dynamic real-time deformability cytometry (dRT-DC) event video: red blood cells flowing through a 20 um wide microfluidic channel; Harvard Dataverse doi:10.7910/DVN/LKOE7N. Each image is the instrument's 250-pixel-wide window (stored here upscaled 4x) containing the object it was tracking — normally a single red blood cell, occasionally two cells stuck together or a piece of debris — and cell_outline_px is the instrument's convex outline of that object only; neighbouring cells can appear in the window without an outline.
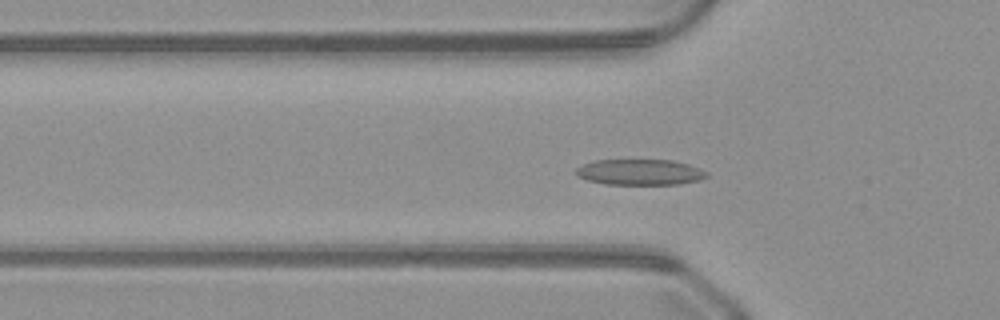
{"species": "common noctule bat (a hibernating species)", "species_latin": "Nyctalus noctula", "temperature_condition": "warm", "stored_images_in_passage": 51, "camera_frame_rate_fps": 3000, "um_per_image_px": 0.085, "animal": {"sex": "male", "body_mass_g": 23.1, "forearm_length_mm": 52.7}, "frame": {"image": 1, "passage_image": 17, "time_ms": 5.333, "image_size_px": [1000, 320], "cell_outline_px": [[708, 176], [700, 180], [680, 184], [604, 184], [588, 180], [576, 176], [576, 168], [584, 164], [596, 160], [672, 160], [688, 164], [700, 168], [708, 172]], "centroid_in_image_um": [54.42, 14.63], "position_along_channel_um": 71.4, "area_um2": 19.65}}
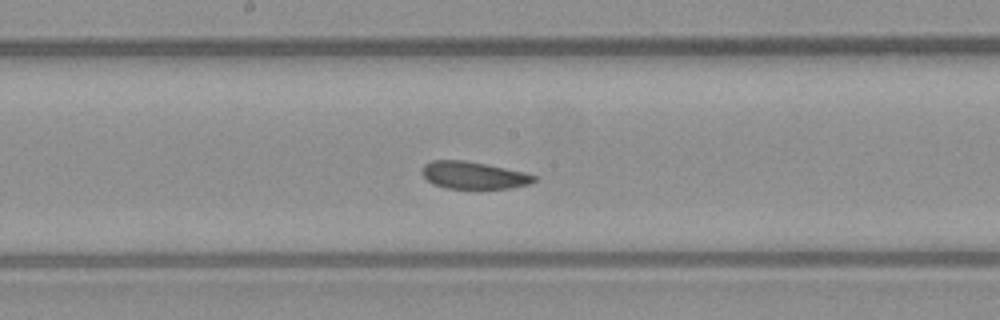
{"frame": {"image": 2, "passage_image": 27, "time_ms": 8.667, "image_size_px": [1000, 320], "cell_outline_px": [[536, 180], [528, 184], [512, 188], [444, 188], [432, 184], [420, 172], [424, 164], [432, 160], [464, 160], [488, 164], [524, 172], [536, 176]], "centroid_in_image_um": [40.22, 14.89], "position_along_channel_um": 208.0, "area_um2": 17.86}}
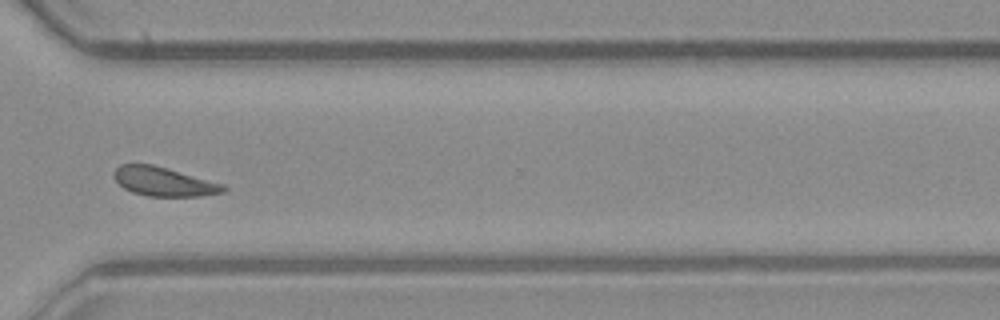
{"frame": {"image": 3, "passage_image": 38, "time_ms": 12.333, "image_size_px": [1000, 320], "cell_outline_px": [[228, 188], [224, 192], [200, 196], [148, 196], [132, 192], [124, 188], [116, 180], [116, 168], [120, 164], [152, 164], [224, 184]], "centroid_in_image_um": [13.96, 15.44], "position_along_channel_um": 356.6, "area_um2": 18.21}}